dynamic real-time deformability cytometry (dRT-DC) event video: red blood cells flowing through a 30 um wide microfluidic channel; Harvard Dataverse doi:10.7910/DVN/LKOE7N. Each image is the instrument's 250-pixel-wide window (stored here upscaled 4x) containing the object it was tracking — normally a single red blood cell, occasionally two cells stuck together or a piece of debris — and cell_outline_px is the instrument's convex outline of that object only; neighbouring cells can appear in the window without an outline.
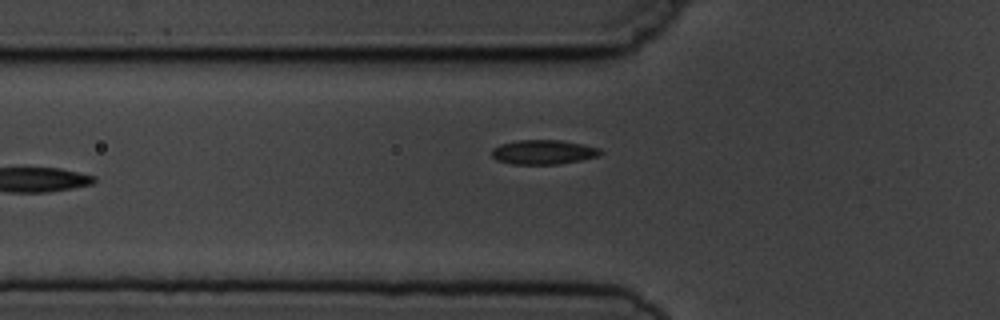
{"species": "common noctule bat (a hibernating species)", "species_latin": "Nyctalus noctula", "temperature_condition": "cold", "stored_images_in_passage": 7, "camera_frame_rate_fps": 3000, "um_per_image_px": 0.085, "animal": {"sex": "male", "body_mass_g": 19.5, "forearm_length_mm": 54.6}, "frame": {"image": 1, "passage_image": 6, "time_ms": 5.667, "image_size_px": [1000, 320], "cell_outline_px": [[604, 152], [600, 156], [560, 164], [512, 164], [496, 160], [492, 156], [492, 148], [500, 144], [516, 140], [560, 140], [584, 144], [600, 148]], "centroid_in_image_um": [46.21, 12.92], "position_along_channel_um": 79.6, "area_um2": 15.66}}
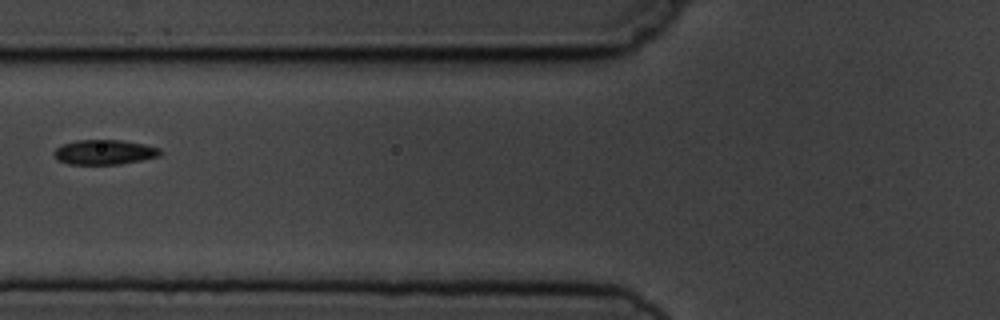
{"frame": {"image": 2, "passage_image": 7, "time_ms": 6.667, "image_size_px": [1000, 320], "cell_outline_px": [[160, 156], [120, 164], [68, 164], [56, 160], [56, 148], [64, 144], [76, 140], [120, 140], [144, 144], [160, 148]], "centroid_in_image_um": [8.88, 12.93], "position_along_channel_um": 116.9, "area_um2": 15.14}}